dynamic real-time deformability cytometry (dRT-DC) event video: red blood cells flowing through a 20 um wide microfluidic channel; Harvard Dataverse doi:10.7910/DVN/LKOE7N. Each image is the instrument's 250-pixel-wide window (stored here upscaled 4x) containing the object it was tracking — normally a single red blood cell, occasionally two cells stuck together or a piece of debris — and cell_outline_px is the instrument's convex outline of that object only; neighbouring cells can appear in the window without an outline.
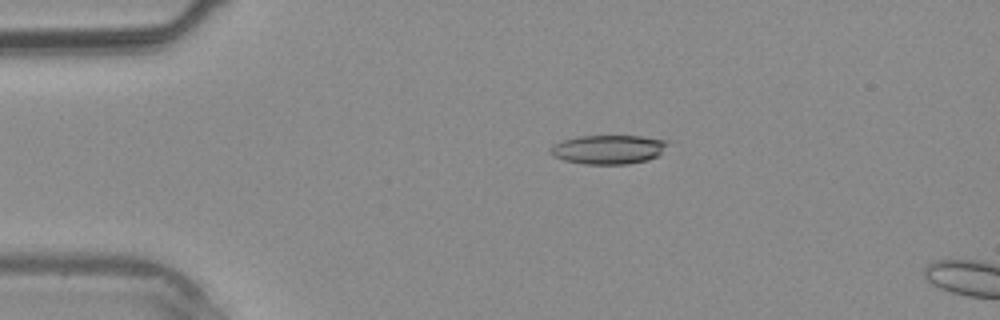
{"species": "common noctule bat (a hibernating species)", "species_latin": "Nyctalus noctula", "temperature_condition": "warm", "stored_images_in_passage": 4, "camera_frame_rate_fps": 3000, "um_per_image_px": 0.085, "animal": {"sex": "male", "body_mass_g": 20.4}, "frame": {"image": 1, "passage_image": 3, "time_ms": 2.0, "image_size_px": [1000, 320], "cell_outline_px": [[668, 144], [656, 156], [648, 160], [628, 164], [584, 164], [564, 160], [552, 156], [548, 152], [552, 144], [564, 140], [580, 136], [640, 136], [668, 140]], "centroid_in_image_um": [51.67, 12.7], "position_along_channel_um": 33.3, "area_um2": 19.83}}